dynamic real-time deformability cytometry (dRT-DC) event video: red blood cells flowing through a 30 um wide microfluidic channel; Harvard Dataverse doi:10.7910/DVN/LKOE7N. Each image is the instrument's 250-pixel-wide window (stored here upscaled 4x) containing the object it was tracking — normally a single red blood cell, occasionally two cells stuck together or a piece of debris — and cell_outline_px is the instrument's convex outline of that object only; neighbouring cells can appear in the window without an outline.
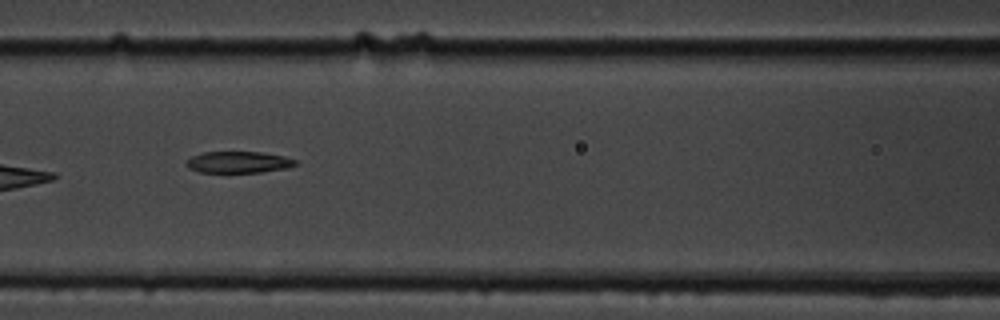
{"species": "common noctule bat (a hibernating species)", "species_latin": "Nyctalus noctula", "temperature_condition": "cold", "stored_images_in_passage": 15, "camera_frame_rate_fps": 3000, "um_per_image_px": 0.085, "animal": {"sex": "male", "body_mass_g": 19.5, "forearm_length_mm": 54.6}, "frame": {"image": 1, "passage_image": 7, "time_ms": 7.333, "image_size_px": [1000, 320], "cell_outline_px": [[300, 164], [288, 168], [260, 172], [200, 172], [188, 168], [184, 164], [192, 156], [204, 152], [260, 152], [284, 156], [296, 160]], "centroid_in_image_um": [20.3, 13.78], "position_along_channel_um": 146.3, "area_um2": 13.7}}
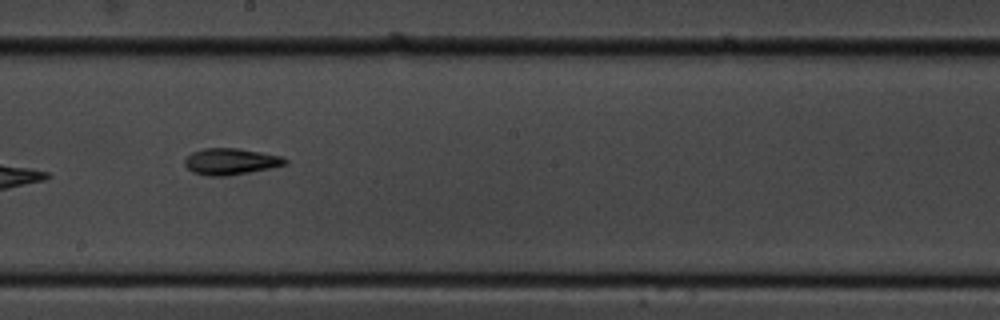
{"frame": {"image": 2, "passage_image": 9, "time_ms": 9.667, "image_size_px": [1000, 320], "cell_outline_px": [[288, 164], [228, 176], [208, 176], [192, 172], [184, 164], [184, 160], [192, 152], [204, 148], [240, 148], [280, 156], [288, 160]], "centroid_in_image_um": [19.59, 13.72], "position_along_channel_um": 228.6, "area_um2": 15.37}}
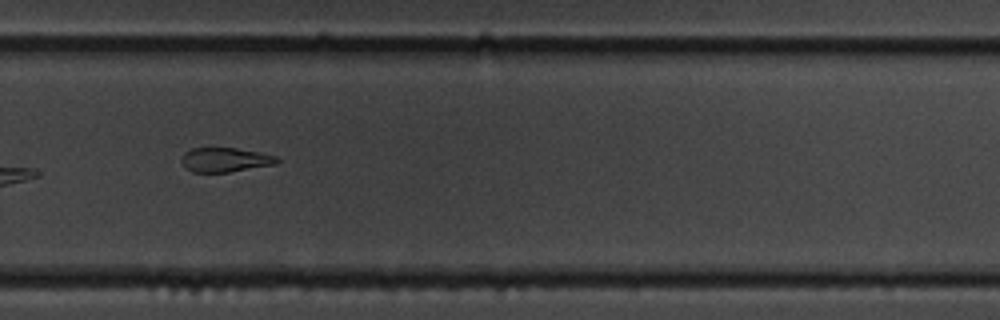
{"frame": {"image": 3, "passage_image": 11, "time_ms": 12.0, "image_size_px": [1000, 320], "cell_outline_px": [[280, 160], [276, 164], [228, 172], [192, 172], [184, 168], [180, 160], [180, 156], [184, 152], [192, 148], [236, 148], [260, 152], [276, 156]], "centroid_in_image_um": [19.09, 13.58], "position_along_channel_um": 310.7, "area_um2": 13.7}}